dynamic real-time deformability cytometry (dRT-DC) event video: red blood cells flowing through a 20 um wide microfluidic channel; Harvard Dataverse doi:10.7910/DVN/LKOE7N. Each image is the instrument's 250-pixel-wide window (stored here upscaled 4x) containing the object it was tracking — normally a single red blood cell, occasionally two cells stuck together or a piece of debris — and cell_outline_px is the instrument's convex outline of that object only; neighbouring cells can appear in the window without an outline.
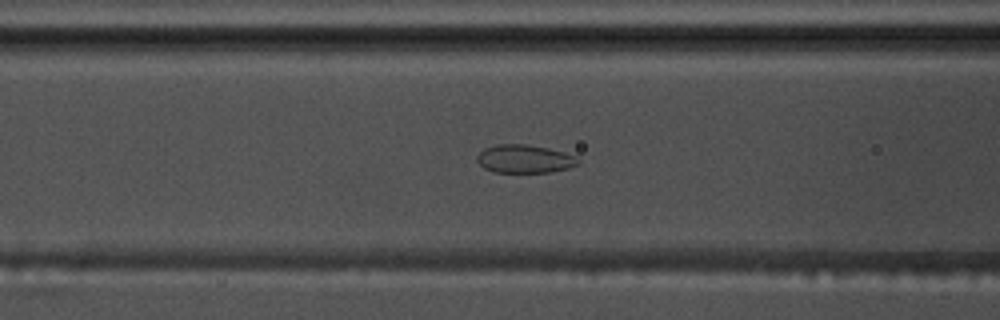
{"species": "common noctule bat (a hibernating species)", "species_latin": "Nyctalus noctula", "temperature_condition": "warm", "stored_images_in_passage": 50, "camera_frame_rate_fps": 3000, "um_per_image_px": 0.085, "animal": {"sex": "male", "body_mass_g": 17.5, "forearm_length_mm": 52.3}, "frame": {"image": 1, "passage_image": 17, "time_ms": 5.333, "image_size_px": [1000, 320], "cell_outline_px": [[580, 164], [568, 168], [548, 172], [492, 172], [484, 168], [476, 160], [476, 156], [484, 148], [496, 144], [528, 144], [548, 148], [564, 152], [576, 156], [580, 160]], "centroid_in_image_um": [44.59, 13.5], "position_along_channel_um": 122.0, "area_um2": 16.76}}
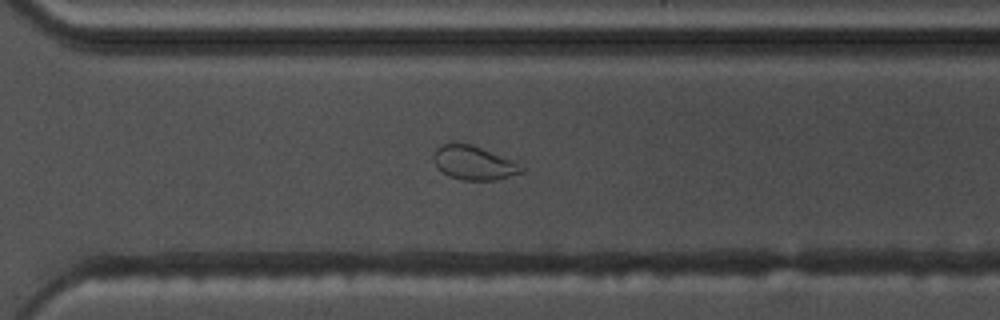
{"frame": {"image": 2, "passage_image": 34, "time_ms": 11.0, "image_size_px": [1000, 320], "cell_outline_px": [[520, 172], [496, 180], [460, 180], [448, 176], [436, 168], [432, 160], [432, 156], [436, 148], [440, 144], [472, 144], [520, 160]], "centroid_in_image_um": [40.26, 13.83], "position_along_channel_um": 330.3, "area_um2": 17.8}}
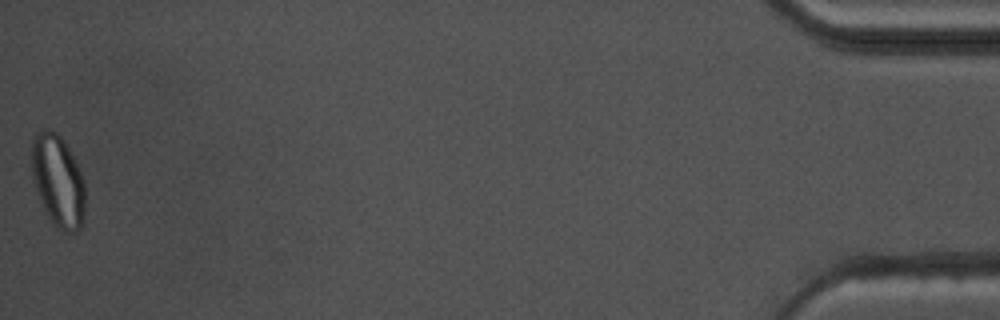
{"frame": {"image": 3, "passage_image": 50, "time_ms": 16.333, "image_size_px": [1000, 320], "cell_outline_px": [[84, 220], [80, 228], [76, 232], [64, 232], [52, 224], [44, 212], [36, 188], [32, 172], [32, 140], [36, 132], [44, 128], [48, 128], [56, 132], [64, 140], [84, 180]], "centroid_in_image_um": [4.92, 15.39], "position_along_channel_um": 430.3, "area_um2": 28.73}}